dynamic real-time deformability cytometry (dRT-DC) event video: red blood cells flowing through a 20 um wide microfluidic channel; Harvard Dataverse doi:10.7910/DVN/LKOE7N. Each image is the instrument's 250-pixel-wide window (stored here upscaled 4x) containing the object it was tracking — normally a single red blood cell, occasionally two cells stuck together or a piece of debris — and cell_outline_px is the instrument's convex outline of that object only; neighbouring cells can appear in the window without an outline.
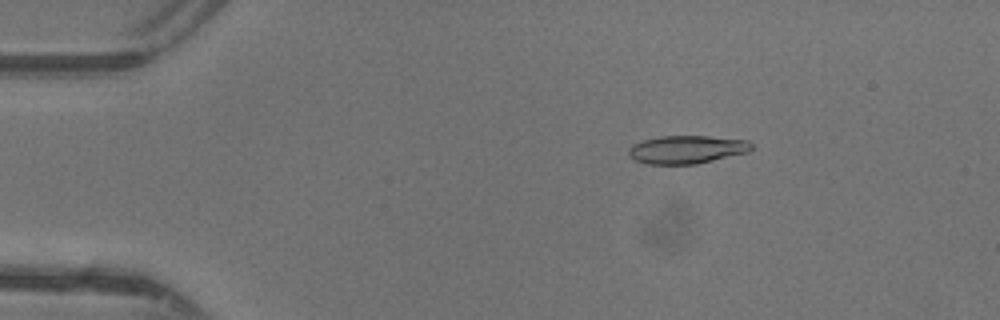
{"species": "common noctule bat (a hibernating species)", "species_latin": "Nyctalus noctula", "temperature_condition": "warm", "stored_images_in_passage": 47, "camera_frame_rate_fps": 3000, "um_per_image_px": 0.085, "animal": {"sex": "female"}, "frame": {"image": 1, "passage_image": 8, "time_ms": 2.333, "image_size_px": [1000, 320], "cell_outline_px": [[752, 148], [748, 152], [696, 164], [648, 164], [636, 160], [628, 156], [628, 148], [632, 144], [644, 140], [660, 136], [708, 136], [748, 140], [752, 144]], "centroid_in_image_um": [58.36, 12.7], "position_along_channel_um": 26.6, "area_um2": 20.11}}
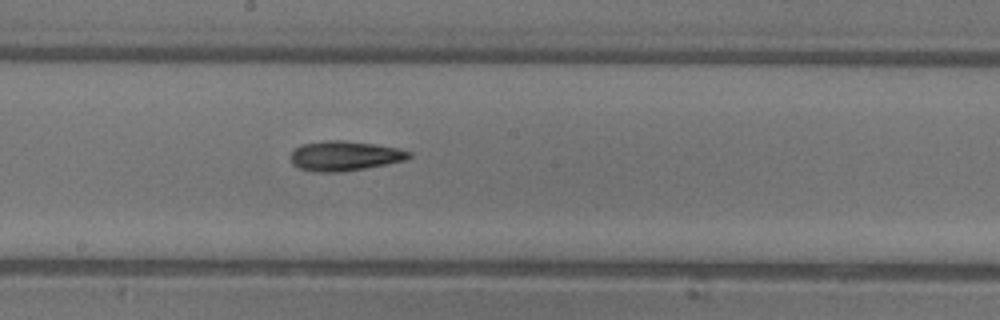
{"frame": {"image": 2, "passage_image": 26, "time_ms": 8.333, "image_size_px": [1000, 320], "cell_outline_px": [[412, 156], [408, 160], [364, 168], [336, 172], [316, 172], [300, 168], [292, 164], [288, 156], [300, 144], [324, 140], [344, 140], [376, 144], [396, 148], [412, 152]], "centroid_in_image_um": [29.28, 13.24], "position_along_channel_um": 218.9, "area_um2": 20.69}}
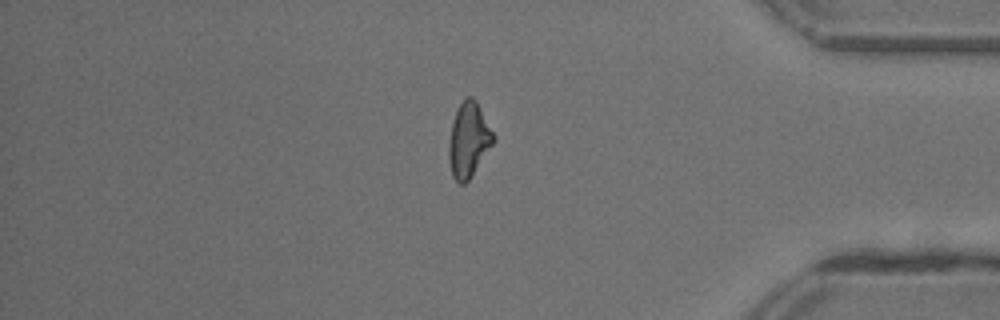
{"frame": {"image": 3, "passage_image": 40, "time_ms": 13.0, "image_size_px": [1000, 320], "cell_outline_px": [[496, 140], [468, 180], [464, 184], [460, 184], [452, 176], [448, 160], [448, 144], [452, 120], [460, 104], [468, 96], [472, 96], [476, 100], [496, 136]], "centroid_in_image_um": [39.83, 11.89], "position_along_channel_um": 395.4, "area_um2": 19.48}, "authors_computed_cell_mechanics": {"area_um2": 19.7098, "velocity_mm_per_s": 4.3927, "shape_relaxation_time_tau1_ms": 8.29, "shape_relaxation_time_tau2_ms": 4.2871, "deformation_change_tau1": 0.2162, "deformation_change_tau2": 0.1572}}